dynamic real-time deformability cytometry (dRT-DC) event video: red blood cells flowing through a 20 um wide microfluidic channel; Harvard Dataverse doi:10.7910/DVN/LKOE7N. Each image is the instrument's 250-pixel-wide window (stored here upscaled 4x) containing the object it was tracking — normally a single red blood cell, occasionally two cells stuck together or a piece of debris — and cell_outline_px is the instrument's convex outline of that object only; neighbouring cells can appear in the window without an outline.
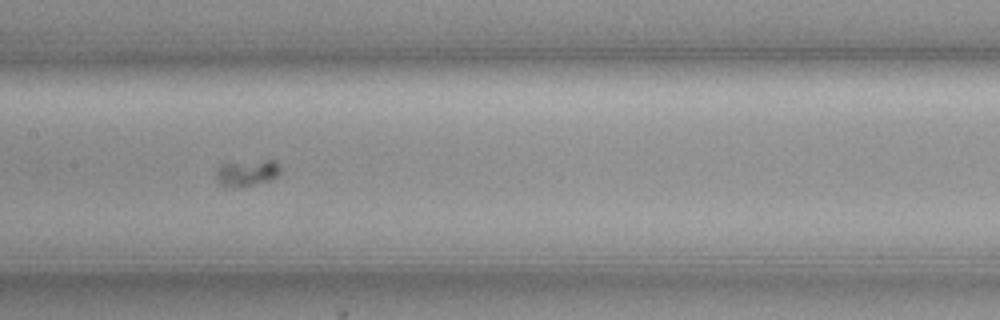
{"species": "common noctule bat (a hibernating species)", "species_latin": "Nyctalus noctula", "temperature_condition": "cold", "stored_images_in_passage": 39, "camera_frame_rate_fps": 3000, "um_per_image_px": 0.085, "animal": {"sex": "female", "body_mass_g": 19.3, "forearm_length_mm": 54.1}, "frame": {"image": 1, "passage_image": 16, "time_ms": 5.0, "image_size_px": [1000, 320], "cell_outline_px": [[280, 172], [272, 180], [236, 188], [224, 188], [216, 180], [216, 172], [220, 164], [264, 160], [276, 160], [280, 164]], "centroid_in_image_um": [20.98, 14.72], "position_along_channel_um": 186.4, "area_um2": 10.06}}
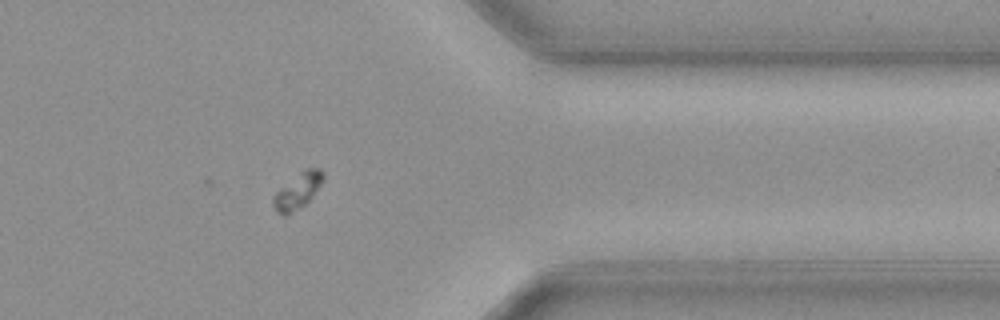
{"frame": {"image": 2, "passage_image": 34, "time_ms": 11.0, "image_size_px": [1000, 320], "cell_outline_px": [[324, 176], [320, 184], [312, 196], [300, 208], [284, 216], [276, 212], [272, 204], [272, 196], [280, 188], [304, 168], [320, 168], [324, 172]], "centroid_in_image_um": [25.27, 16.22], "position_along_channel_um": 386.1, "area_um2": 10.29}}